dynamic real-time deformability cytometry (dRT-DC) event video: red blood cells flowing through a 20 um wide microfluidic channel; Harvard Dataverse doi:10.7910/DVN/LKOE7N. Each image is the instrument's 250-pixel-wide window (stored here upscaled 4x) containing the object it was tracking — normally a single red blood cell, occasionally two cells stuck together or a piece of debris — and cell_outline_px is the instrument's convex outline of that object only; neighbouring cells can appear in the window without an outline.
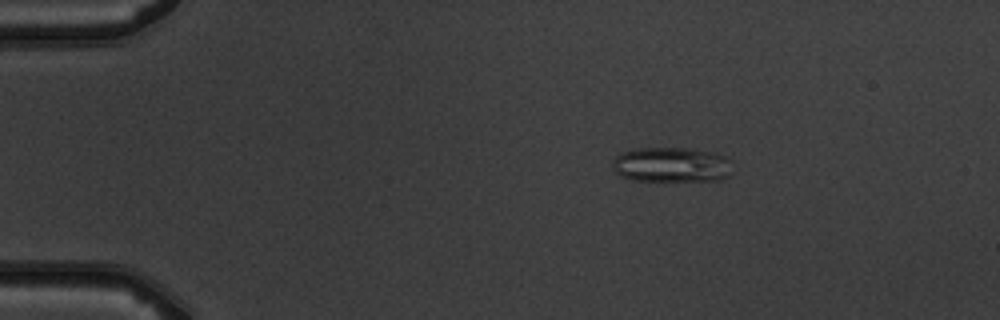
{"species": "common noctule bat (a hibernating species)", "species_latin": "Nyctalus noctula", "temperature_condition": "warm", "stored_images_in_passage": 3, "camera_frame_rate_fps": 3000, "um_per_image_px": 0.085, "animal": {"sex": "male", "body_mass_g": 19.5, "forearm_length_mm": 54.6}, "frame": {"image": 1, "passage_image": 2, "time_ms": 1.0, "image_size_px": [1000, 320], "cell_outline_px": [[732, 160], [728, 176], [720, 180], [632, 180], [620, 176], [616, 172], [612, 164], [612, 160], [620, 152], [636, 148], [688, 148], [712, 152], [724, 156]], "centroid_in_image_um": [57.05, 13.99], "position_along_channel_um": 27.9, "area_um2": 24.45}}